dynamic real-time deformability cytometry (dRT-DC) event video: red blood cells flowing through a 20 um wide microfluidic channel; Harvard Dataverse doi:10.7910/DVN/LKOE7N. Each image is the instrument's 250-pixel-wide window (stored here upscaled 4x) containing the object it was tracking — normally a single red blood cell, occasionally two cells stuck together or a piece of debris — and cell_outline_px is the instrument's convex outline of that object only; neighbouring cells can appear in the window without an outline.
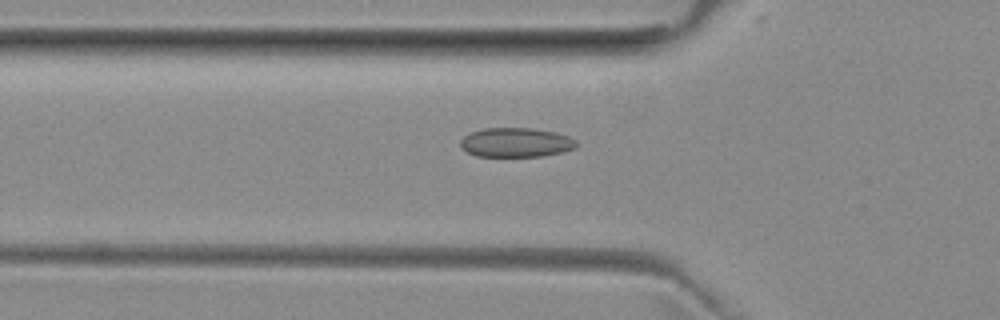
{"species": "common noctule bat (a hibernating species)", "species_latin": "Nyctalus noctula", "temperature_condition": "room temperature", "stored_images_in_passage": 47, "camera_frame_rate_fps": 3000, "um_per_image_px": 0.085, "animal": {"sex": "female", "body_mass_g": 29.2, "forearm_length_mm": 56.3}, "frame": {"image": 1, "passage_image": 17, "time_ms": 5.333, "image_size_px": [1000, 320], "cell_outline_px": [[576, 148], [544, 156], [476, 156], [468, 152], [460, 144], [460, 140], [464, 136], [472, 132], [484, 128], [532, 128], [556, 132], [568, 136], [576, 140]], "centroid_in_image_um": [43.87, 12.1], "position_along_channel_um": 81.9, "area_um2": 19.71}}
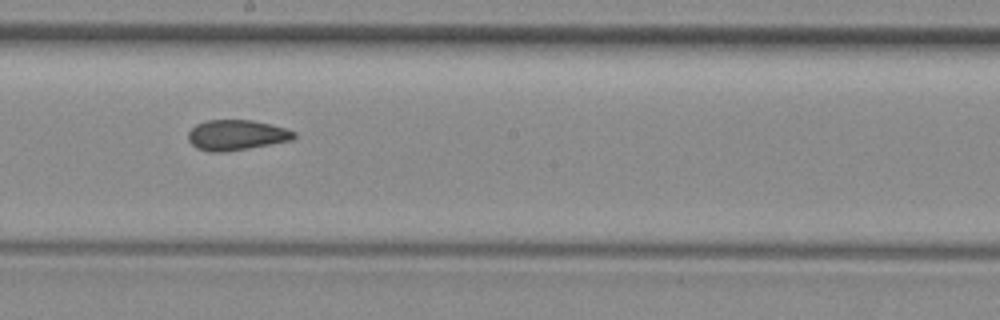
{"frame": {"image": 2, "passage_image": 28, "time_ms": 9.0, "image_size_px": [1000, 320], "cell_outline_px": [[296, 136], [292, 140], [248, 148], [224, 152], [208, 152], [196, 148], [188, 140], [188, 132], [196, 124], [208, 120], [252, 120], [272, 124], [288, 128], [296, 132]], "centroid_in_image_um": [20.11, 11.47], "position_along_channel_um": 228.1, "area_um2": 18.84}}
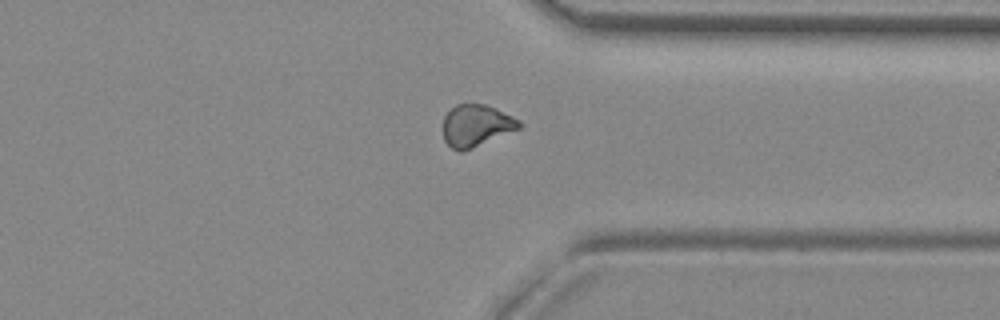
{"frame": {"image": 3, "passage_image": 39, "time_ms": 12.667, "image_size_px": [1000, 320], "cell_outline_px": [[520, 128], [472, 148], [460, 152], [452, 148], [444, 140], [444, 116], [456, 104], [484, 104], [496, 108], [520, 120]], "centroid_in_image_um": [40.47, 10.67], "position_along_channel_um": 370.9, "area_um2": 18.32}}